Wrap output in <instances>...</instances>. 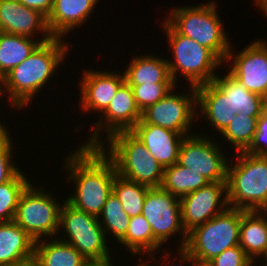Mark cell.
Segmentation results:
<instances>
[{"instance_id":"6da1fadb","label":"cell","mask_w":267,"mask_h":266,"mask_svg":"<svg viewBox=\"0 0 267 266\" xmlns=\"http://www.w3.org/2000/svg\"><path fill=\"white\" fill-rule=\"evenodd\" d=\"M78 148L65 159L67 179L76 184L74 194H70L65 201L98 218L113 191L116 167L100 147Z\"/></svg>"},{"instance_id":"7a4b0ae2","label":"cell","mask_w":267,"mask_h":266,"mask_svg":"<svg viewBox=\"0 0 267 266\" xmlns=\"http://www.w3.org/2000/svg\"><path fill=\"white\" fill-rule=\"evenodd\" d=\"M64 38L53 37L40 43L21 64L11 69L0 80V95L8 94L11 107L23 108L53 77L58 66L67 58L68 44ZM4 87V88H3ZM8 91V92H7Z\"/></svg>"},{"instance_id":"3957f363","label":"cell","mask_w":267,"mask_h":266,"mask_svg":"<svg viewBox=\"0 0 267 266\" xmlns=\"http://www.w3.org/2000/svg\"><path fill=\"white\" fill-rule=\"evenodd\" d=\"M238 161L228 163L229 207L245 211H267V156L237 152ZM230 164V165H229Z\"/></svg>"},{"instance_id":"277c9868","label":"cell","mask_w":267,"mask_h":266,"mask_svg":"<svg viewBox=\"0 0 267 266\" xmlns=\"http://www.w3.org/2000/svg\"><path fill=\"white\" fill-rule=\"evenodd\" d=\"M105 141L109 145L103 143L100 148L113 161L119 176L149 188L161 186L164 167L131 131L116 132Z\"/></svg>"},{"instance_id":"5b68a950","label":"cell","mask_w":267,"mask_h":266,"mask_svg":"<svg viewBox=\"0 0 267 266\" xmlns=\"http://www.w3.org/2000/svg\"><path fill=\"white\" fill-rule=\"evenodd\" d=\"M216 7L214 1L197 6L175 7L165 20L179 34L210 49L224 63L231 44Z\"/></svg>"},{"instance_id":"8992f818","label":"cell","mask_w":267,"mask_h":266,"mask_svg":"<svg viewBox=\"0 0 267 266\" xmlns=\"http://www.w3.org/2000/svg\"><path fill=\"white\" fill-rule=\"evenodd\" d=\"M162 24L173 53L174 60H167V63L174 82L179 73L189 80L190 86L212 82L217 76L214 70L223 62L210 49L179 34L167 21Z\"/></svg>"},{"instance_id":"52a82bcc","label":"cell","mask_w":267,"mask_h":266,"mask_svg":"<svg viewBox=\"0 0 267 266\" xmlns=\"http://www.w3.org/2000/svg\"><path fill=\"white\" fill-rule=\"evenodd\" d=\"M241 209L228 207L187 235L185 249L199 262L208 263L226 249L239 245Z\"/></svg>"},{"instance_id":"ba28073f","label":"cell","mask_w":267,"mask_h":266,"mask_svg":"<svg viewBox=\"0 0 267 266\" xmlns=\"http://www.w3.org/2000/svg\"><path fill=\"white\" fill-rule=\"evenodd\" d=\"M53 194L35 188L30 183L22 192L13 221L25 230L36 242L44 237L56 238L59 232L60 209L62 204L57 202Z\"/></svg>"},{"instance_id":"9c48e42d","label":"cell","mask_w":267,"mask_h":266,"mask_svg":"<svg viewBox=\"0 0 267 266\" xmlns=\"http://www.w3.org/2000/svg\"><path fill=\"white\" fill-rule=\"evenodd\" d=\"M63 203L60 209L59 227L64 228L69 238L62 241L71 244L87 261L112 258L99 219L74 208L66 201Z\"/></svg>"},{"instance_id":"30bf717a","label":"cell","mask_w":267,"mask_h":266,"mask_svg":"<svg viewBox=\"0 0 267 266\" xmlns=\"http://www.w3.org/2000/svg\"><path fill=\"white\" fill-rule=\"evenodd\" d=\"M219 147L218 143L202 134L185 136L180 145L178 163L201 174L209 182H226L229 160Z\"/></svg>"},{"instance_id":"8fae6325","label":"cell","mask_w":267,"mask_h":266,"mask_svg":"<svg viewBox=\"0 0 267 266\" xmlns=\"http://www.w3.org/2000/svg\"><path fill=\"white\" fill-rule=\"evenodd\" d=\"M189 95L170 91L155 104L141 112V122L166 128L182 135H191L192 123L197 119L196 87L190 86ZM191 92V93H190ZM196 118V119H195Z\"/></svg>"},{"instance_id":"7c38bea8","label":"cell","mask_w":267,"mask_h":266,"mask_svg":"<svg viewBox=\"0 0 267 266\" xmlns=\"http://www.w3.org/2000/svg\"><path fill=\"white\" fill-rule=\"evenodd\" d=\"M151 226L154 237L163 245L172 235L181 234L180 248L185 247L188 233L181 220L179 198L161 187L147 191L142 214Z\"/></svg>"},{"instance_id":"4fadbf2b","label":"cell","mask_w":267,"mask_h":266,"mask_svg":"<svg viewBox=\"0 0 267 266\" xmlns=\"http://www.w3.org/2000/svg\"><path fill=\"white\" fill-rule=\"evenodd\" d=\"M140 120L141 111L135 103L132 87L125 81L108 107L101 113L100 119L95 122L94 129H91L93 134H90L88 141L81 146L100 147L104 143L99 136L103 129L108 139L116 132L130 131Z\"/></svg>"},{"instance_id":"5bb4252c","label":"cell","mask_w":267,"mask_h":266,"mask_svg":"<svg viewBox=\"0 0 267 266\" xmlns=\"http://www.w3.org/2000/svg\"><path fill=\"white\" fill-rule=\"evenodd\" d=\"M179 201L182 225L188 233L229 207L227 183L209 182L206 186L181 197Z\"/></svg>"},{"instance_id":"9a60e30c","label":"cell","mask_w":267,"mask_h":266,"mask_svg":"<svg viewBox=\"0 0 267 266\" xmlns=\"http://www.w3.org/2000/svg\"><path fill=\"white\" fill-rule=\"evenodd\" d=\"M231 49L232 46L225 60L233 62L229 73L248 91L267 100V42L256 39L237 55Z\"/></svg>"},{"instance_id":"2e32d148","label":"cell","mask_w":267,"mask_h":266,"mask_svg":"<svg viewBox=\"0 0 267 266\" xmlns=\"http://www.w3.org/2000/svg\"><path fill=\"white\" fill-rule=\"evenodd\" d=\"M0 31L31 38H35L34 35L40 32L43 36L41 43L53 38L47 25V17L18 0H0Z\"/></svg>"},{"instance_id":"e0dca14e","label":"cell","mask_w":267,"mask_h":266,"mask_svg":"<svg viewBox=\"0 0 267 266\" xmlns=\"http://www.w3.org/2000/svg\"><path fill=\"white\" fill-rule=\"evenodd\" d=\"M80 89L81 110L102 113L115 97L119 87L125 82V76L108 70H84Z\"/></svg>"},{"instance_id":"ac0fdd59","label":"cell","mask_w":267,"mask_h":266,"mask_svg":"<svg viewBox=\"0 0 267 266\" xmlns=\"http://www.w3.org/2000/svg\"><path fill=\"white\" fill-rule=\"evenodd\" d=\"M130 131L164 168L178 162L180 145L186 135L141 121Z\"/></svg>"},{"instance_id":"d6986e66","label":"cell","mask_w":267,"mask_h":266,"mask_svg":"<svg viewBox=\"0 0 267 266\" xmlns=\"http://www.w3.org/2000/svg\"><path fill=\"white\" fill-rule=\"evenodd\" d=\"M197 108L201 118L208 120L217 132L222 133L236 115L229 104V97L214 82L205 83L196 87Z\"/></svg>"},{"instance_id":"ffe728a7","label":"cell","mask_w":267,"mask_h":266,"mask_svg":"<svg viewBox=\"0 0 267 266\" xmlns=\"http://www.w3.org/2000/svg\"><path fill=\"white\" fill-rule=\"evenodd\" d=\"M99 0H54L47 17V25L53 37L63 38L66 33L82 26L96 8Z\"/></svg>"},{"instance_id":"44dd1931","label":"cell","mask_w":267,"mask_h":266,"mask_svg":"<svg viewBox=\"0 0 267 266\" xmlns=\"http://www.w3.org/2000/svg\"><path fill=\"white\" fill-rule=\"evenodd\" d=\"M239 246L253 262L267 254V211L241 209Z\"/></svg>"},{"instance_id":"7402d4cb","label":"cell","mask_w":267,"mask_h":266,"mask_svg":"<svg viewBox=\"0 0 267 266\" xmlns=\"http://www.w3.org/2000/svg\"><path fill=\"white\" fill-rule=\"evenodd\" d=\"M35 241L14 221L0 223V266H14L34 256Z\"/></svg>"},{"instance_id":"603a6c76","label":"cell","mask_w":267,"mask_h":266,"mask_svg":"<svg viewBox=\"0 0 267 266\" xmlns=\"http://www.w3.org/2000/svg\"><path fill=\"white\" fill-rule=\"evenodd\" d=\"M125 81L130 86L156 83H176L172 79L167 60L146 54L134 56L125 72Z\"/></svg>"},{"instance_id":"cb8c5ba5","label":"cell","mask_w":267,"mask_h":266,"mask_svg":"<svg viewBox=\"0 0 267 266\" xmlns=\"http://www.w3.org/2000/svg\"><path fill=\"white\" fill-rule=\"evenodd\" d=\"M229 97V104L235 113L246 114L247 117H260L267 100L262 96L248 91L229 72L224 76H216L213 80Z\"/></svg>"},{"instance_id":"d4e9b609","label":"cell","mask_w":267,"mask_h":266,"mask_svg":"<svg viewBox=\"0 0 267 266\" xmlns=\"http://www.w3.org/2000/svg\"><path fill=\"white\" fill-rule=\"evenodd\" d=\"M52 239L38 240L34 244V257L41 266H85L88 262L71 244L61 238Z\"/></svg>"},{"instance_id":"484cf974","label":"cell","mask_w":267,"mask_h":266,"mask_svg":"<svg viewBox=\"0 0 267 266\" xmlns=\"http://www.w3.org/2000/svg\"><path fill=\"white\" fill-rule=\"evenodd\" d=\"M40 43L36 38L0 31V80L26 60Z\"/></svg>"},{"instance_id":"4316f807","label":"cell","mask_w":267,"mask_h":266,"mask_svg":"<svg viewBox=\"0 0 267 266\" xmlns=\"http://www.w3.org/2000/svg\"><path fill=\"white\" fill-rule=\"evenodd\" d=\"M133 254H149L150 257L157 252L161 243L154 237L150 224L143 215L130 217L126 235L119 241ZM144 251V252H143ZM156 251V252H155ZM154 252V253H153Z\"/></svg>"},{"instance_id":"83f0119b","label":"cell","mask_w":267,"mask_h":266,"mask_svg":"<svg viewBox=\"0 0 267 266\" xmlns=\"http://www.w3.org/2000/svg\"><path fill=\"white\" fill-rule=\"evenodd\" d=\"M209 183L201 174L190 171L178 162L164 168L161 188L179 199Z\"/></svg>"},{"instance_id":"f1b7e54d","label":"cell","mask_w":267,"mask_h":266,"mask_svg":"<svg viewBox=\"0 0 267 266\" xmlns=\"http://www.w3.org/2000/svg\"><path fill=\"white\" fill-rule=\"evenodd\" d=\"M150 188L134 181L127 180L116 174L113 192L129 217L142 214L144 200Z\"/></svg>"},{"instance_id":"f546056e","label":"cell","mask_w":267,"mask_h":266,"mask_svg":"<svg viewBox=\"0 0 267 266\" xmlns=\"http://www.w3.org/2000/svg\"><path fill=\"white\" fill-rule=\"evenodd\" d=\"M100 218L103 220L101 221ZM98 219L105 234L111 232L113 234L111 236H114L117 241L126 235L130 217L124 211L121 202L113 191L106 200Z\"/></svg>"},{"instance_id":"4dcf8cb0","label":"cell","mask_w":267,"mask_h":266,"mask_svg":"<svg viewBox=\"0 0 267 266\" xmlns=\"http://www.w3.org/2000/svg\"><path fill=\"white\" fill-rule=\"evenodd\" d=\"M259 117H247L246 114L236 113L227 128L221 133L222 138L229 141L236 152L245 151L251 144L257 131Z\"/></svg>"},{"instance_id":"1f68e13d","label":"cell","mask_w":267,"mask_h":266,"mask_svg":"<svg viewBox=\"0 0 267 266\" xmlns=\"http://www.w3.org/2000/svg\"><path fill=\"white\" fill-rule=\"evenodd\" d=\"M21 172L10 181L0 184V223L13 221L20 196L31 183Z\"/></svg>"},{"instance_id":"d6a6232c","label":"cell","mask_w":267,"mask_h":266,"mask_svg":"<svg viewBox=\"0 0 267 266\" xmlns=\"http://www.w3.org/2000/svg\"><path fill=\"white\" fill-rule=\"evenodd\" d=\"M137 107L142 112L155 104L170 91H175L176 83H156L131 86Z\"/></svg>"},{"instance_id":"836d02e7","label":"cell","mask_w":267,"mask_h":266,"mask_svg":"<svg viewBox=\"0 0 267 266\" xmlns=\"http://www.w3.org/2000/svg\"><path fill=\"white\" fill-rule=\"evenodd\" d=\"M9 133V130L2 124L0 126V184L10 181L21 170L11 160L13 159V139L10 138Z\"/></svg>"},{"instance_id":"e575fe53","label":"cell","mask_w":267,"mask_h":266,"mask_svg":"<svg viewBox=\"0 0 267 266\" xmlns=\"http://www.w3.org/2000/svg\"><path fill=\"white\" fill-rule=\"evenodd\" d=\"M208 264L211 266H254L253 260L239 245L226 249Z\"/></svg>"},{"instance_id":"d590c367","label":"cell","mask_w":267,"mask_h":266,"mask_svg":"<svg viewBox=\"0 0 267 266\" xmlns=\"http://www.w3.org/2000/svg\"><path fill=\"white\" fill-rule=\"evenodd\" d=\"M244 152L257 156H267V106L258 118L257 131L253 140Z\"/></svg>"},{"instance_id":"8d00e7d4","label":"cell","mask_w":267,"mask_h":266,"mask_svg":"<svg viewBox=\"0 0 267 266\" xmlns=\"http://www.w3.org/2000/svg\"><path fill=\"white\" fill-rule=\"evenodd\" d=\"M28 8H32L41 12L48 17L53 8L54 0H18Z\"/></svg>"},{"instance_id":"74e56055","label":"cell","mask_w":267,"mask_h":266,"mask_svg":"<svg viewBox=\"0 0 267 266\" xmlns=\"http://www.w3.org/2000/svg\"><path fill=\"white\" fill-rule=\"evenodd\" d=\"M178 253H179V256H180L181 265H176V266H185V263H183V262H186V263L190 262V263H192V266H199L200 265V262L184 247L178 249ZM165 262L168 263V266H175V265H172V264L169 265L170 261H165Z\"/></svg>"},{"instance_id":"f35d334b","label":"cell","mask_w":267,"mask_h":266,"mask_svg":"<svg viewBox=\"0 0 267 266\" xmlns=\"http://www.w3.org/2000/svg\"><path fill=\"white\" fill-rule=\"evenodd\" d=\"M85 266H114L112 265L111 258L100 261H88Z\"/></svg>"},{"instance_id":"ab89813d","label":"cell","mask_w":267,"mask_h":266,"mask_svg":"<svg viewBox=\"0 0 267 266\" xmlns=\"http://www.w3.org/2000/svg\"><path fill=\"white\" fill-rule=\"evenodd\" d=\"M14 266H41L40 262L33 256L29 259H26L22 262L17 263Z\"/></svg>"},{"instance_id":"60d3db41","label":"cell","mask_w":267,"mask_h":266,"mask_svg":"<svg viewBox=\"0 0 267 266\" xmlns=\"http://www.w3.org/2000/svg\"><path fill=\"white\" fill-rule=\"evenodd\" d=\"M264 14L266 15L265 17L267 18V0H264L262 5L258 7Z\"/></svg>"},{"instance_id":"b9f144b4","label":"cell","mask_w":267,"mask_h":266,"mask_svg":"<svg viewBox=\"0 0 267 266\" xmlns=\"http://www.w3.org/2000/svg\"><path fill=\"white\" fill-rule=\"evenodd\" d=\"M263 1L264 0H255V3L254 4L257 5L256 7H258V6L260 7L262 5Z\"/></svg>"},{"instance_id":"7bdbcfd3","label":"cell","mask_w":267,"mask_h":266,"mask_svg":"<svg viewBox=\"0 0 267 266\" xmlns=\"http://www.w3.org/2000/svg\"><path fill=\"white\" fill-rule=\"evenodd\" d=\"M137 266H149V264H148V262L145 263V261H144V262H142V263H139Z\"/></svg>"},{"instance_id":"ee69618b","label":"cell","mask_w":267,"mask_h":266,"mask_svg":"<svg viewBox=\"0 0 267 266\" xmlns=\"http://www.w3.org/2000/svg\"><path fill=\"white\" fill-rule=\"evenodd\" d=\"M199 266H211V265L208 264V263H202V262H200V265Z\"/></svg>"},{"instance_id":"f6af8a7d","label":"cell","mask_w":267,"mask_h":266,"mask_svg":"<svg viewBox=\"0 0 267 266\" xmlns=\"http://www.w3.org/2000/svg\"><path fill=\"white\" fill-rule=\"evenodd\" d=\"M263 258H264V259L266 258V259H265L266 262H264V263H266V264H263L262 266H267V254H266Z\"/></svg>"}]
</instances>
